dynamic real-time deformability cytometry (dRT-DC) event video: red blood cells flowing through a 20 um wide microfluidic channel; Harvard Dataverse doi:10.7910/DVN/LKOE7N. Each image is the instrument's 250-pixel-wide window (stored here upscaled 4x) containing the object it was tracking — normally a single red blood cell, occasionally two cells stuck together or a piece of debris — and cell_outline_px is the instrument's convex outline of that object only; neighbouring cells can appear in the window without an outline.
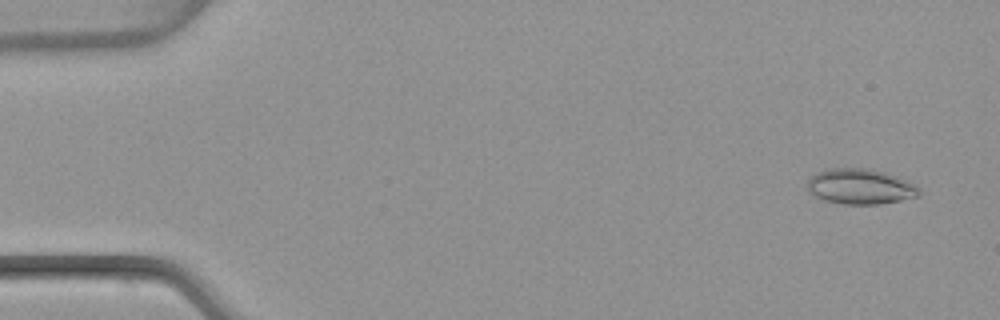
{"species": "common noctule bat (a hibernating species)", "species_latin": "Nyctalus noctula", "temperature_condition": "warm", "stored_images_in_passage": 50, "camera_frame_rate_fps": 3000, "um_per_image_px": 0.085, "animal": {"sex": "female", "body_mass_g": 22.7, "forearm_length_mm": 54.2}, "frame": {"image": 1, "passage_image": 3, "time_ms": 0.667, "image_size_px": [1000, 320], "cell_outline_px": [[920, 196], [900, 200], [876, 204], [844, 204], [828, 200], [816, 196], [808, 188], [808, 180], [816, 172], [828, 168], [872, 168], [896, 176], [920, 188]], "centroid_in_image_um": [73.14, 15.84], "position_along_channel_um": 11.9, "area_um2": 22.72}}
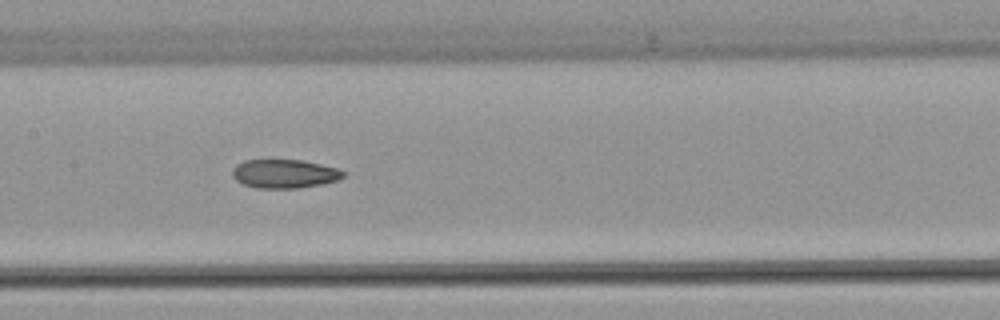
{"frame": {"image": 2, "passage_image": 25, "time_ms": 8.0, "image_size_px": [1000, 320], "cell_outline_px": [[344, 176], [336, 180], [324, 184], [296, 188], [256, 188], [244, 184], [236, 180], [232, 176], [232, 168], [236, 164], [244, 160], [304, 160], [336, 168], [344, 172]], "centroid_in_image_um": [24.14, 14.76], "position_along_channel_um": 183.3, "area_um2": 18.55}}
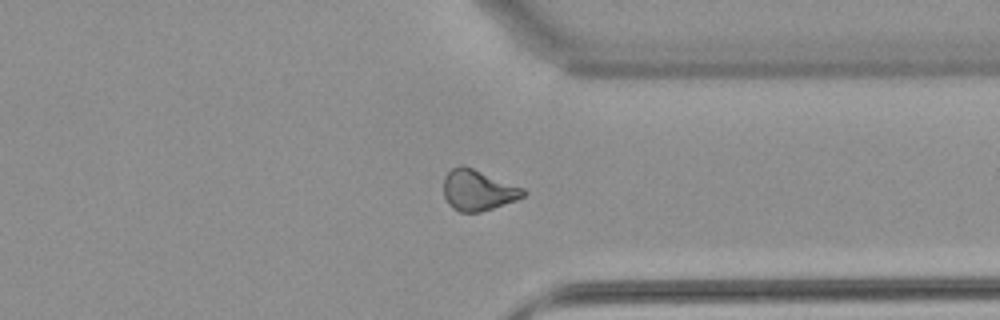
{"frame": {"image": 3, "passage_image": 39, "time_ms": 12.667, "image_size_px": [1000, 320], "cell_outline_px": [[528, 192], [524, 196], [516, 200], [480, 212], [460, 212], [452, 208], [448, 204], [444, 196], [444, 176], [452, 168], [460, 164], [464, 164], [524, 188]], "centroid_in_image_um": [40.62, 16.15], "position_along_channel_um": 370.8, "area_um2": 19.07}, "authors_computed_cell_mechanics": {"area_um2": 19.4786, "velocity_mm_per_s": 4.0561, "shape_relaxation_time_tau1_ms": null, "shape_relaxation_time_tau2_ms": 3.8705, "deformation_change_tau1": null, "deformation_change_tau2": 0.1016}}